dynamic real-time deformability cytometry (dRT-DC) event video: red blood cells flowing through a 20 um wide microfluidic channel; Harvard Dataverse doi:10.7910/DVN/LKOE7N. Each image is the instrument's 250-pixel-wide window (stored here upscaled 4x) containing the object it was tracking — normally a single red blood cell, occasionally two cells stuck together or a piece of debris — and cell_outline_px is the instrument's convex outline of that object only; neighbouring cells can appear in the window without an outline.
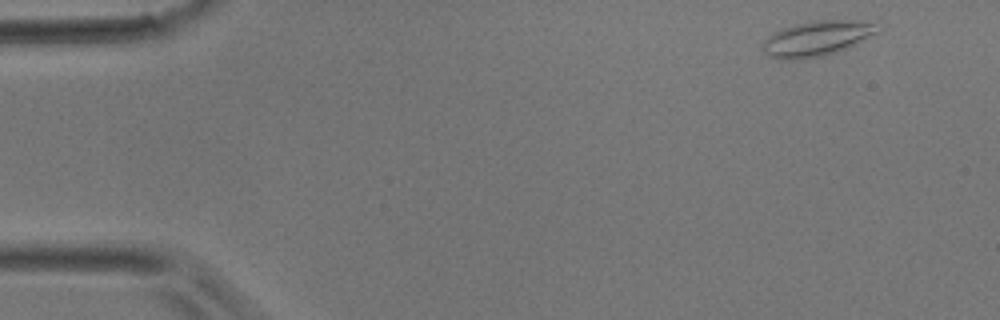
{"species": "common noctule bat (a hibernating species)", "species_latin": "Nyctalus noctula", "temperature_condition": "room temperature", "stored_images_in_passage": 5, "camera_frame_rate_fps": 3000, "um_per_image_px": 0.085, "animal": {"sex": "male", "body_mass_g": 17.9}, "frame": {"image": 1, "passage_image": 1, "time_ms": 0.0, "image_size_px": [1000, 320], "cell_outline_px": [[880, 32], [844, 48], [832, 52], [816, 56], [792, 60], [780, 60], [768, 56], [764, 52], [764, 40], [768, 36], [780, 28], [796, 24], [820, 20], [860, 20], [872, 24]], "centroid_in_image_um": [69.36, 3.26], "position_along_channel_um": 15.6, "area_um2": 22.83}}
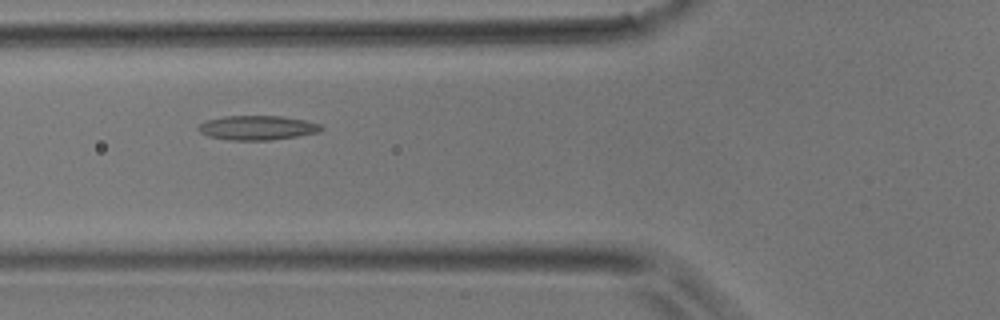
{"frame": {"image": 2, "passage_image": 5, "time_ms": 1.333, "image_size_px": [1000, 320], "cell_outline_px": [[324, 128], [320, 132], [272, 140], [232, 140], [208, 136], [200, 132], [196, 128], [200, 124], [208, 120], [228, 116], [280, 116], [304, 120], [320, 124]], "centroid_in_image_um": [21.89, 10.86], "position_along_channel_um": 103.9, "area_um2": 17.28}}